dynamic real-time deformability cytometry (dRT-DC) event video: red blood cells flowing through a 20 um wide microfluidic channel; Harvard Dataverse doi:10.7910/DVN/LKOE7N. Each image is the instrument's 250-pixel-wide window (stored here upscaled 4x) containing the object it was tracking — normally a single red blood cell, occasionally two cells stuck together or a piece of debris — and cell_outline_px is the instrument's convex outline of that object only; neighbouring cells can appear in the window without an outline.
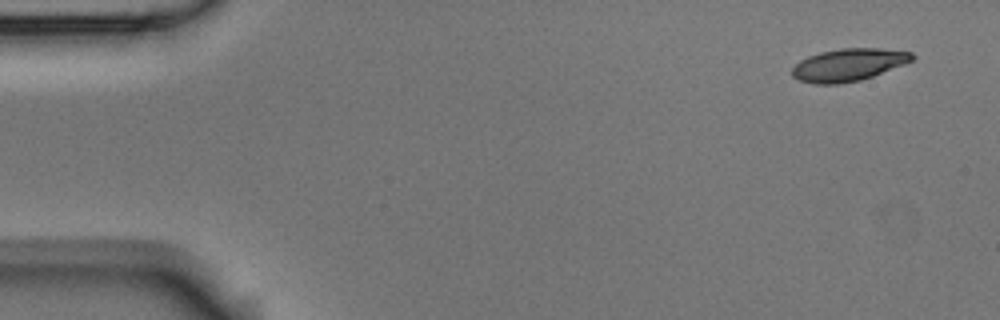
{"species": "Egyptian fruit bat (a non-hibernating species)", "species_latin": "Rousettus aegyptiacus", "temperature_condition": "room temperature", "stored_images_in_passage": 4, "camera_frame_rate_fps": 3000, "um_per_image_px": 0.085, "animal": {"sex": "male"}, "frame": {"image": 1, "passage_image": 1, "time_ms": 0.0, "image_size_px": [1000, 320], "cell_outline_px": [[916, 56], [912, 60], [904, 64], [872, 76], [860, 80], [836, 84], [812, 84], [800, 80], [792, 76], [792, 68], [800, 60], [808, 56], [820, 52], [840, 48], [880, 48], [912, 52]], "centroid_in_image_um": [72.11, 5.5], "position_along_channel_um": 12.9, "area_um2": 22.66}}
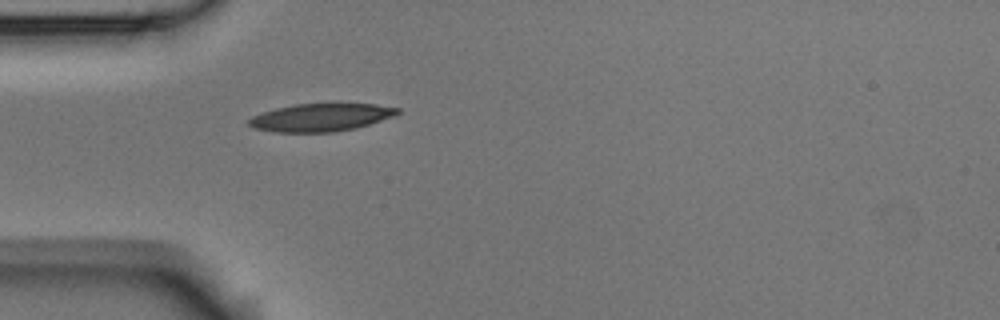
{"frame": {"image": 2, "passage_image": 4, "time_ms": 4.333, "image_size_px": [1000, 320], "cell_outline_px": [[400, 112], [392, 116], [356, 128], [332, 132], [272, 132], [252, 128], [248, 124], [248, 120], [252, 116], [276, 108], [296, 104], [376, 104], [400, 108]], "centroid_in_image_um": [27.23, 9.98], "position_along_channel_um": 57.8, "area_um2": 23.87}}